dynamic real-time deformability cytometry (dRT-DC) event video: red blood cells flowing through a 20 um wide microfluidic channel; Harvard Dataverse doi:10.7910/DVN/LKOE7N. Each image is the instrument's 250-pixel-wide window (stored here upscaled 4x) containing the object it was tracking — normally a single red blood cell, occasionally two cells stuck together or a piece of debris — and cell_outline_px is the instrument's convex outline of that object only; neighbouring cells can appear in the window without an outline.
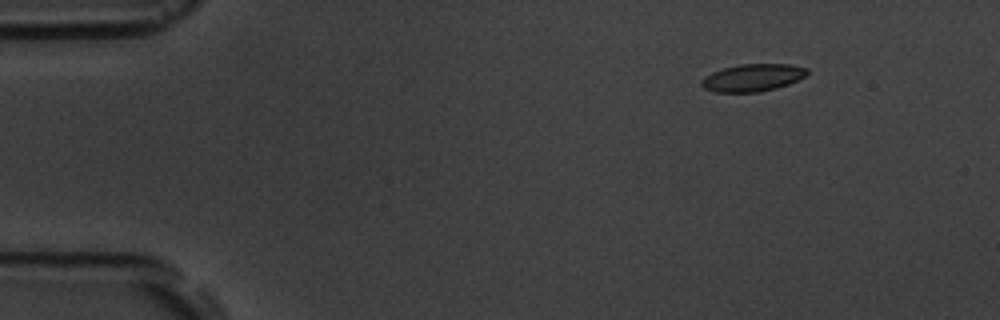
{"species": "common noctule bat (a hibernating species)", "species_latin": "Nyctalus noctula", "temperature_condition": "room temperature", "stored_images_in_passage": 16, "camera_frame_rate_fps": 3000, "um_per_image_px": 0.085, "animal": {"sex": "male", "body_mass_g": 19.5, "forearm_length_mm": 54.6}, "frame": {"image": 1, "passage_image": 2, "time_ms": 2.0, "image_size_px": [1000, 320], "cell_outline_px": [[808, 72], [804, 76], [788, 84], [776, 88], [760, 92], [716, 92], [704, 88], [700, 84], [700, 80], [704, 76], [712, 72], [724, 68], [740, 64], [792, 64], [808, 68]], "centroid_in_image_um": [63.95, 6.6], "position_along_channel_um": 21.0, "area_um2": 16.88}}
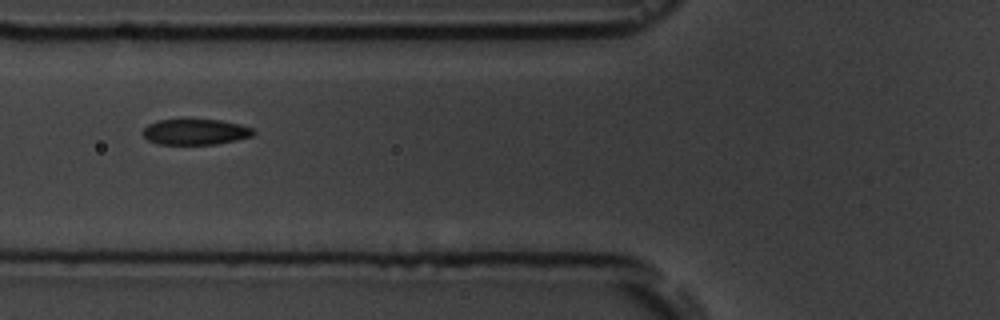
{"frame": {"image": 2, "passage_image": 6, "time_ms": 6.667, "image_size_px": [1000, 320], "cell_outline_px": [[256, 132], [252, 136], [236, 140], [216, 144], [156, 144], [148, 140], [140, 132], [148, 124], [156, 120], [184, 116], [220, 120], [240, 124], [252, 128]], "centroid_in_image_um": [16.55, 11.15], "position_along_channel_um": 109.3, "area_um2": 17.51}}
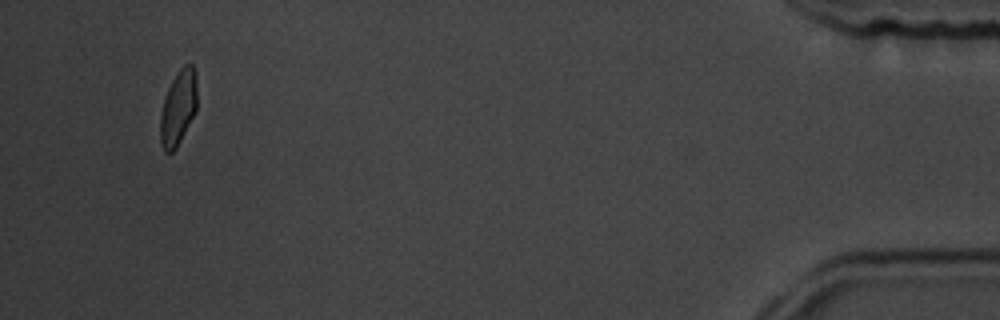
{"frame": {"image": 3, "passage_image": 15, "time_ms": 17.0, "image_size_px": [1000, 320], "cell_outline_px": [[196, 112], [176, 148], [172, 152], [164, 152], [160, 140], [160, 116], [164, 100], [168, 88], [176, 72], [184, 64], [192, 64], [196, 72]], "centroid_in_image_um": [15.15, 9.14], "position_along_channel_um": 420.0, "area_um2": 16.07}, "authors_computed_cell_mechanics": {"area_um2": 16.9643, "velocity_mm_per_s": 3.7529, "shape_relaxation_time_tau1_ms": 3.5892, "shape_relaxation_time_tau2_ms": 2.3146, "deformation_change_tau1": 0.1082, "deformation_change_tau2": 0.0476}}